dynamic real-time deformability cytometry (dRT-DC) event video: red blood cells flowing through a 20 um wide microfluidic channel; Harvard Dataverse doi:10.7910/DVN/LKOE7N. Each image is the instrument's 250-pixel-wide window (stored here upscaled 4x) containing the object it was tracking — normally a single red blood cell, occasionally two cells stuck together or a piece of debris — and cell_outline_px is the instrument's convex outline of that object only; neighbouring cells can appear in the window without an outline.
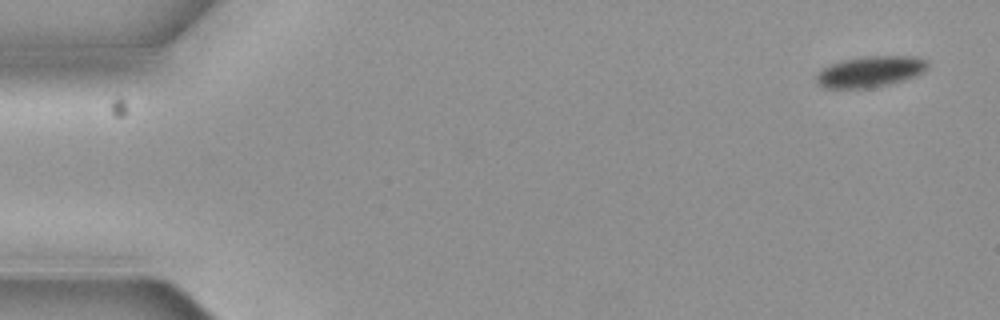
{"species": "common noctule bat (a hibernating species)", "species_latin": "Nyctalus noctula", "temperature_condition": "cold", "stored_images_in_passage": 4, "camera_frame_rate_fps": 3000, "um_per_image_px": 0.085, "animal": {"sex": "female", "body_mass_g": 19.3, "forearm_length_mm": 54.1}, "frame": {"image": 1, "passage_image": 1, "time_ms": 0.0, "image_size_px": [1000, 320], "cell_outline_px": [[928, 68], [924, 72], [916, 76], [904, 80], [888, 84], [868, 88], [824, 88], [816, 80], [816, 76], [820, 68], [828, 64], [840, 60], [864, 56], [916, 56], [928, 60]], "centroid_in_image_um": [73.97, 6.07], "position_along_channel_um": 11.0, "area_um2": 20.4}}